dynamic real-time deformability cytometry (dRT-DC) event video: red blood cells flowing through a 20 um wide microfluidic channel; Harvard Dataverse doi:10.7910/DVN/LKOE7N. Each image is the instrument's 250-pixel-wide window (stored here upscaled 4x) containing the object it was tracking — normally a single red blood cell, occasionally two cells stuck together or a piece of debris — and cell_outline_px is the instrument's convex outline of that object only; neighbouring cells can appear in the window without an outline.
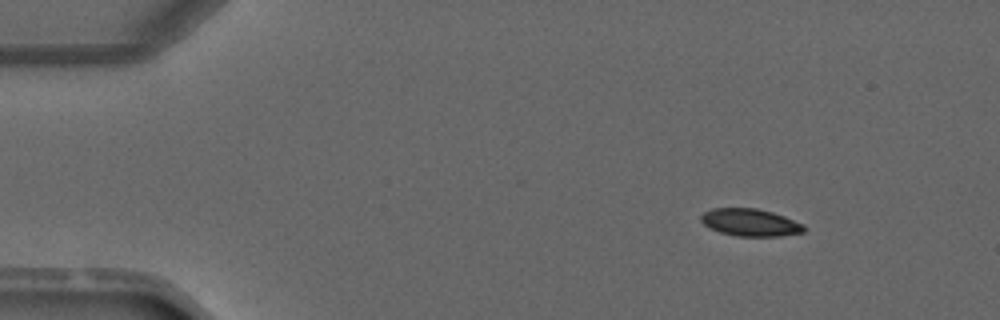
{"species": "common noctule bat (a hibernating species)", "species_latin": "Nyctalus noctula", "temperature_condition": "warm", "stored_images_in_passage": 4, "segment_of_instrument_passage": [1, 2], "camera_frame_rate_fps": 3000, "um_per_image_px": 0.085, "animal": {"sex": "male", "forearm_length_mm": 52.5}, "frame": {"image": 1, "passage_image": 1, "time_ms": 0.0, "image_size_px": [1000, 320], "cell_outline_px": [[804, 232], [780, 236], [736, 236], [720, 232], [708, 228], [700, 220], [700, 216], [704, 212], [712, 208], [756, 208], [772, 212], [784, 216], [804, 224]], "centroid_in_image_um": [63.75, 18.91], "position_along_channel_um": 21.3, "area_um2": 16.47}}
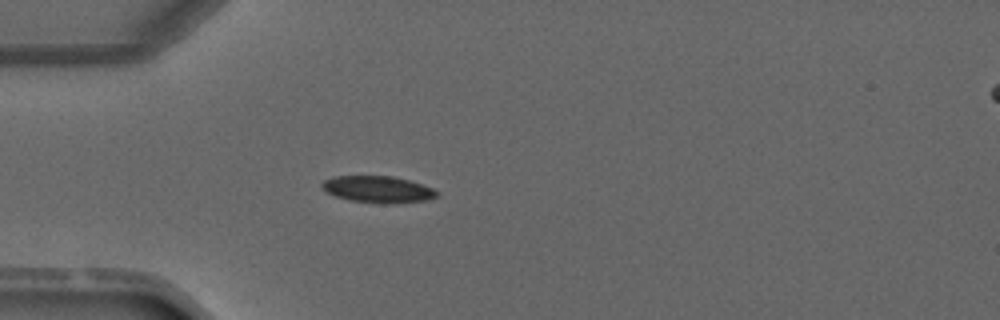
{"frame": {"image": 2, "passage_image": 3, "time_ms": 2.333, "image_size_px": [1000, 320], "cell_outline_px": [[440, 192], [436, 196], [428, 200], [384, 204], [348, 200], [336, 196], [328, 192], [320, 184], [324, 180], [332, 176], [392, 176], [408, 180], [432, 188]], "centroid_in_image_um": [32.12, 16.09], "position_along_channel_um": 52.9, "area_um2": 17.74}}